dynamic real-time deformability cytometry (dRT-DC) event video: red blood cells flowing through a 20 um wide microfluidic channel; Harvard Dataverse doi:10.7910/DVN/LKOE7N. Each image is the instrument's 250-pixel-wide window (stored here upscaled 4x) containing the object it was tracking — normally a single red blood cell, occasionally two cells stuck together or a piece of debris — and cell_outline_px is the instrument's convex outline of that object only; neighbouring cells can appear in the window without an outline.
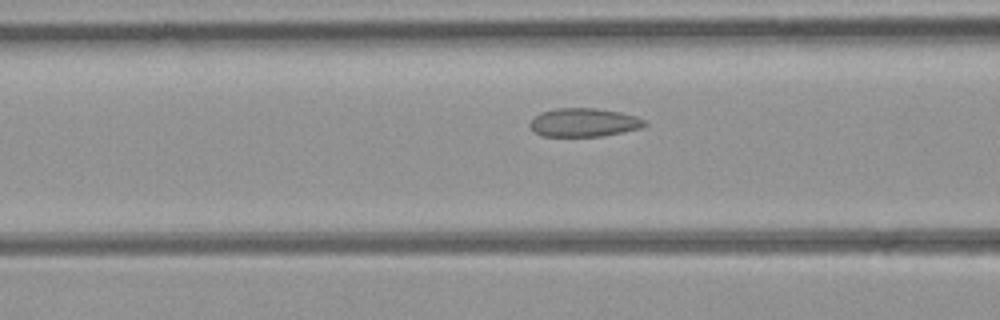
{"species": "common noctule bat (a hibernating species)", "species_latin": "Nyctalus noctula", "temperature_condition": "room temperature", "stored_images_in_passage": 34, "camera_frame_rate_fps": 3000, "um_per_image_px": 0.085, "animal": {"sex": "female", "body_mass_g": 21.9}, "frame": {"image": 1, "passage_image": 12, "time_ms": 3.667, "image_size_px": [1000, 320], "cell_outline_px": [[648, 124], [640, 128], [604, 136], [540, 136], [528, 124], [540, 112], [556, 108], [596, 108], [620, 112], [636, 116], [644, 120]], "centroid_in_image_um": [49.63, 10.41], "position_along_channel_um": 117.0, "area_um2": 19.02}}
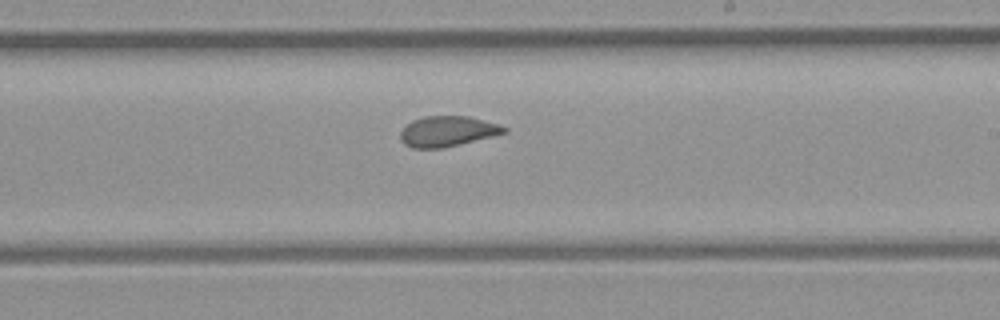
{"frame": {"image": 2, "passage_image": 22, "time_ms": 7.0, "image_size_px": [1000, 320], "cell_outline_px": [[508, 132], [444, 148], [412, 148], [404, 144], [400, 140], [400, 132], [412, 120], [424, 116], [468, 116], [500, 124], [508, 128]], "centroid_in_image_um": [38.04, 11.16], "position_along_channel_um": 251.0, "area_um2": 18.44}}
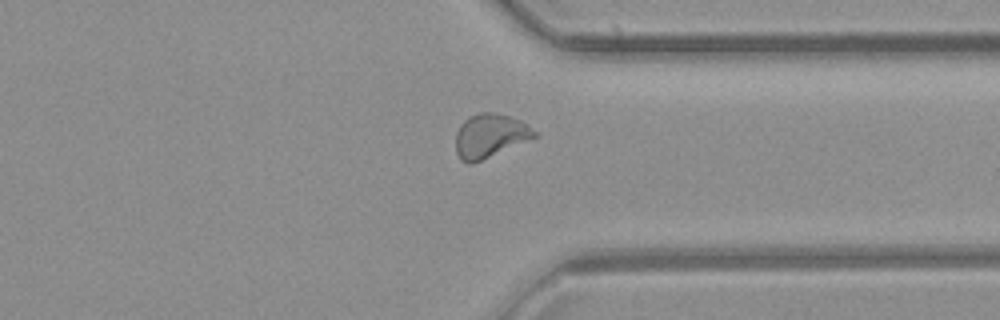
{"frame": {"image": 3, "passage_image": 31, "time_ms": 10.0, "image_size_px": [1000, 320], "cell_outline_px": [[536, 136], [480, 160], [468, 164], [460, 160], [456, 152], [456, 132], [460, 124], [468, 116], [480, 112], [496, 112], [520, 120], [536, 132]], "centroid_in_image_um": [41.58, 11.51], "position_along_channel_um": 369.8, "area_um2": 19.65}}